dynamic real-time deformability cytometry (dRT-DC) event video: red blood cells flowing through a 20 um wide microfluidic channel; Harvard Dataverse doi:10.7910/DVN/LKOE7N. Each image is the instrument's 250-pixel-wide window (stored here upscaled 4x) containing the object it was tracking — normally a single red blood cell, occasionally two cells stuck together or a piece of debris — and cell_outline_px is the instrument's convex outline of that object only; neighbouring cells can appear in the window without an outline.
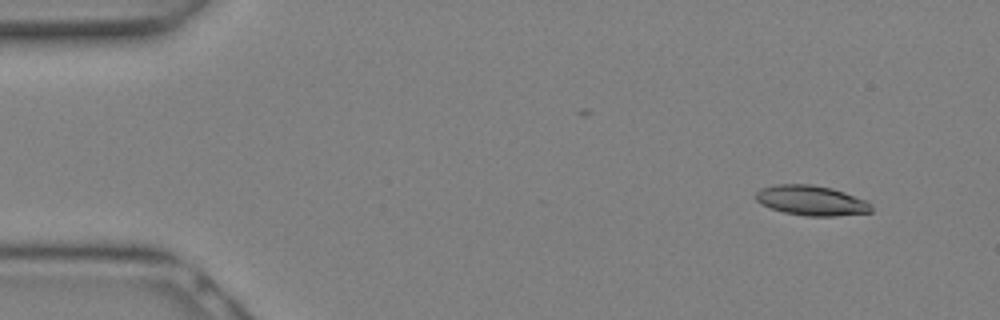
{"species": "Egyptian fruit bat (a non-hibernating species)", "species_latin": "Rousettus aegyptiacus", "temperature_condition": "warm", "stored_images_in_passage": 7, "camera_frame_rate_fps": 3000, "um_per_image_px": 0.085, "animal": {"sex": "female"}, "frame": {"image": 1, "passage_image": 1, "time_ms": 0.0, "image_size_px": [1000, 320], "cell_outline_px": [[872, 212], [836, 216], [804, 216], [784, 212], [760, 204], [756, 200], [756, 192], [760, 188], [776, 184], [812, 184], [832, 188], [844, 192], [864, 200], [872, 204]], "centroid_in_image_um": [68.95, 17.04], "position_along_channel_um": 16.0, "area_um2": 20.23}}
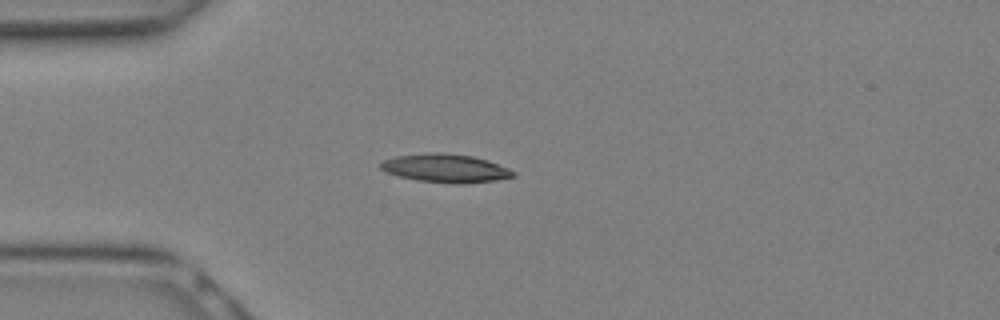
{"frame": {"image": 2, "passage_image": 6, "time_ms": 1.667, "image_size_px": [1000, 320], "cell_outline_px": [[516, 176], [496, 180], [464, 184], [452, 184], [416, 180], [384, 172], [376, 164], [384, 160], [396, 156], [424, 152], [444, 152], [472, 156], [488, 160], [508, 168], [516, 172]], "centroid_in_image_um": [37.84, 14.29], "position_along_channel_um": 47.2, "area_um2": 22.37}}